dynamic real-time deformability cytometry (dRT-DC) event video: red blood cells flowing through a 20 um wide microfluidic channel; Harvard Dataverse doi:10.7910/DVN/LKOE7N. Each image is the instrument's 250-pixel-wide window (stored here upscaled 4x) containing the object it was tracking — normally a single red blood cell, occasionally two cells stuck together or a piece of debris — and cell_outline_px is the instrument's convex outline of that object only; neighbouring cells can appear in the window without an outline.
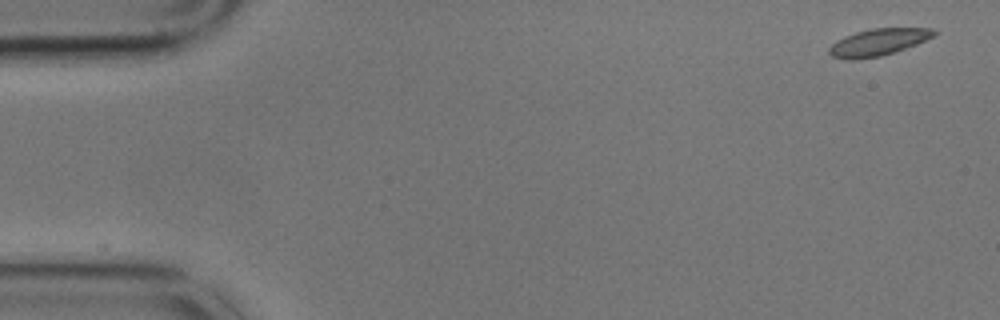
{"species": "common noctule bat (a hibernating species)", "species_latin": "Nyctalus noctula", "temperature_condition": "cold", "stored_images_in_passage": 57, "camera_frame_rate_fps": 3000, "um_per_image_px": 0.085, "animal": {"sex": "male", "body_mass_g": 17.9}, "frame": {"image": 1, "passage_image": 1, "time_ms": 0.0, "image_size_px": [1000, 320], "cell_outline_px": [[936, 32], [932, 36], [916, 44], [880, 56], [852, 60], [848, 60], [832, 56], [828, 52], [828, 48], [836, 40], [844, 36], [856, 32], [872, 28], [932, 28]], "centroid_in_image_um": [74.58, 3.58], "position_along_channel_um": 10.4, "area_um2": 16.18}}
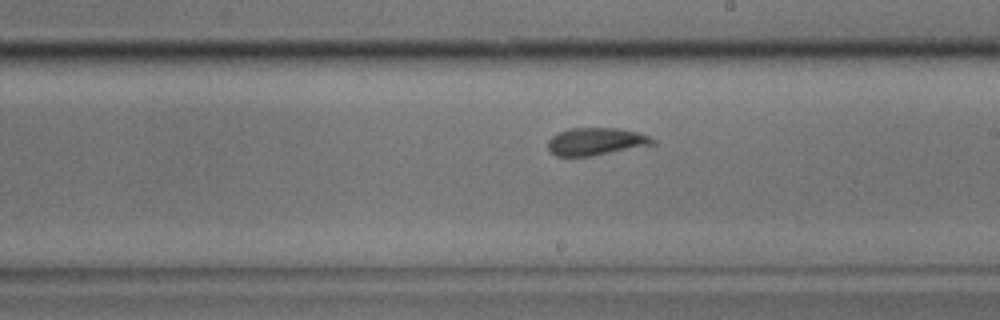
{"frame": {"image": 2, "passage_image": 32, "time_ms": 10.333, "image_size_px": [1000, 320], "cell_outline_px": [[656, 144], [592, 156], [556, 156], [548, 148], [548, 140], [552, 136], [568, 128], [616, 128], [636, 132], [648, 136], [656, 140]], "centroid_in_image_um": [50.66, 12.03], "position_along_channel_um": 238.3, "area_um2": 16.7}}
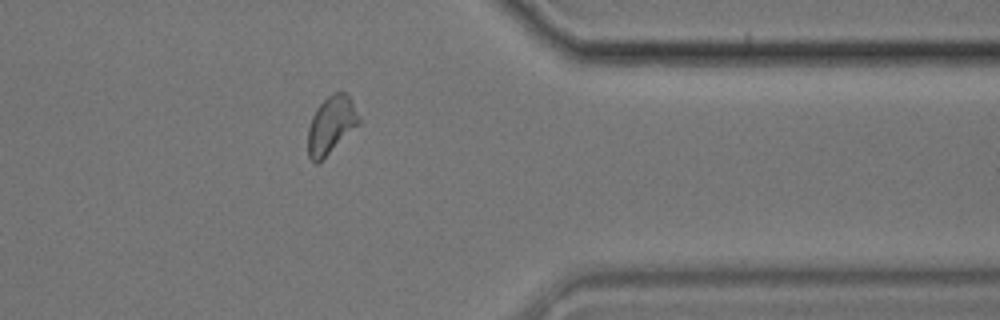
{"frame": {"image": 3, "passage_image": 46, "time_ms": 15.0, "image_size_px": [1000, 320], "cell_outline_px": [[360, 120], [316, 164], [308, 156], [308, 128], [312, 116], [316, 108], [328, 96], [336, 92], [344, 92], [348, 96], [360, 116]], "centroid_in_image_um": [28.09, 10.58], "position_along_channel_um": 383.3, "area_um2": 16.13}, "authors_computed_cell_mechanics": {"area_um2": 16.9354, "velocity_mm_per_s": 3.3887, "shape_relaxation_time_tau1_ms": 11.1512, "shape_relaxation_time_tau2_ms": 1.3148, "deformation_change_tau1": 0.2137, "deformation_change_tau2": 0.0526}}